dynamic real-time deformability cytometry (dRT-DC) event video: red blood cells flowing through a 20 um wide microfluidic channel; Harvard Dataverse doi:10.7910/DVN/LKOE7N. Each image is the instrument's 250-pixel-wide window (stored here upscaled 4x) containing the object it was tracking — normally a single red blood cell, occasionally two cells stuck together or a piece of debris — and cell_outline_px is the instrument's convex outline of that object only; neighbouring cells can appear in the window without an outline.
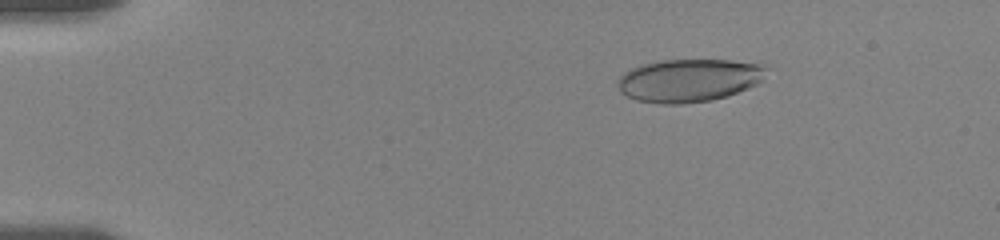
{"species": "human", "species_latin": "Homo sapiens", "temperature_condition": "room temperature", "stored_images_in_passage": 7, "camera_frame_rate_fps": 3000, "um_per_image_px": 0.085, "donor": {"sex": "female"}, "frame": {"image": 1, "passage_image": 3, "time_ms": 2.0, "image_size_px": [1000, 240], "cell_outline_px": [[768, 68], [760, 80], [756, 84], [748, 88], [728, 96], [712, 100], [684, 104], [660, 104], [636, 100], [620, 92], [616, 84], [616, 80], [628, 68], [640, 64], [660, 60], [732, 60], [764, 64]], "centroid_in_image_um": [58.51, 6.82], "position_along_channel_um": 26.5, "area_um2": 37.69}}
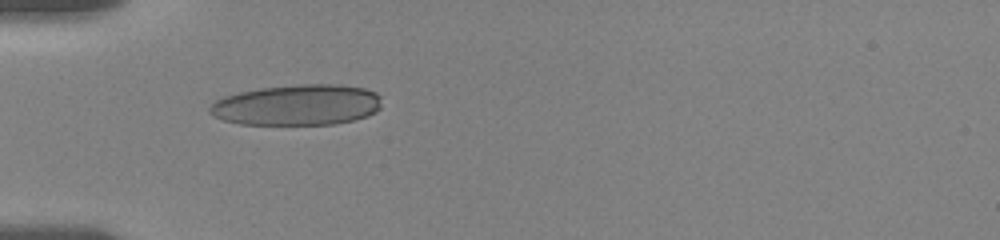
{"frame": {"image": 2, "passage_image": 6, "time_ms": 5.0, "image_size_px": [1000, 240], "cell_outline_px": [[380, 108], [376, 112], [368, 116], [336, 124], [240, 124], [224, 120], [212, 116], [208, 112], [208, 108], [216, 100], [224, 96], [240, 92], [260, 88], [300, 84], [340, 84], [364, 88], [376, 92], [380, 96]], "centroid_in_image_um": [25.27, 8.92], "position_along_channel_um": 59.7, "area_um2": 41.04}}